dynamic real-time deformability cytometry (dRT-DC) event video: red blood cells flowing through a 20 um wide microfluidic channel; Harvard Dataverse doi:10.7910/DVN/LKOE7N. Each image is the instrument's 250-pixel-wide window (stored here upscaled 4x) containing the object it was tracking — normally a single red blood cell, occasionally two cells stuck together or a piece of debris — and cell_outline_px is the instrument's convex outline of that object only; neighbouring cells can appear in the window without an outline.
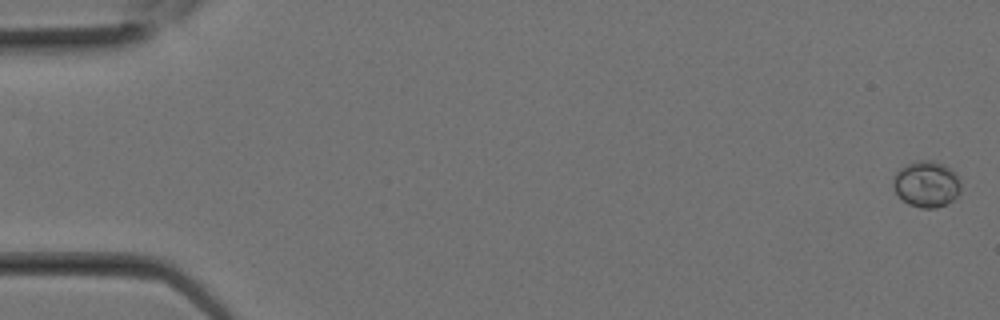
{"species": "Egyptian fruit bat (a non-hibernating species)", "species_latin": "Rousettus aegyptiacus", "temperature_condition": "room temperature", "stored_images_in_passage": 28, "segment_of_instrument_passage": [1, 2], "camera_frame_rate_fps": 3000, "um_per_image_px": 0.085, "animal": {"sex": "female"}, "frame": {"image": 1, "passage_image": 1, "time_ms": 0.0, "image_size_px": [1000, 320], "cell_outline_px": [[960, 192], [948, 204], [936, 208], [920, 208], [908, 204], [892, 188], [892, 180], [896, 172], [900, 168], [908, 164], [920, 160], [932, 160], [944, 164], [952, 168], [960, 180]], "centroid_in_image_um": [78.76, 15.64], "position_along_channel_um": 6.2, "area_um2": 18.38}}
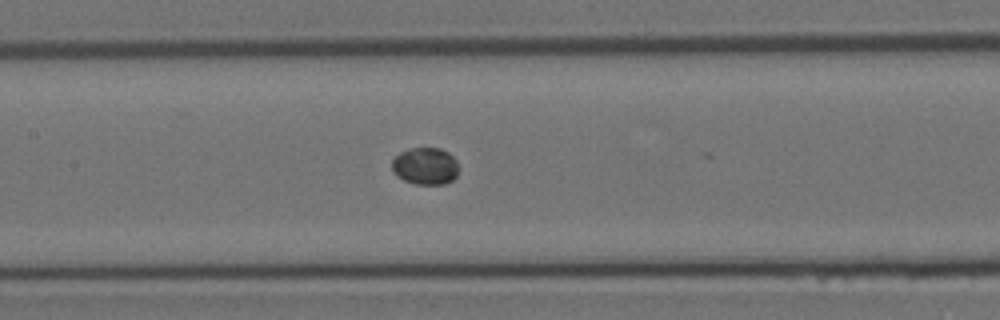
{"frame": {"image": 2, "passage_image": 13, "time_ms": 4.0, "image_size_px": [1000, 320], "cell_outline_px": [[456, 176], [452, 180], [444, 184], [416, 184], [404, 180], [396, 176], [392, 172], [392, 160], [400, 152], [408, 148], [440, 148], [448, 152], [456, 160]], "centroid_in_image_um": [36.11, 14.11], "position_along_channel_um": 171.3, "area_um2": 14.39}}
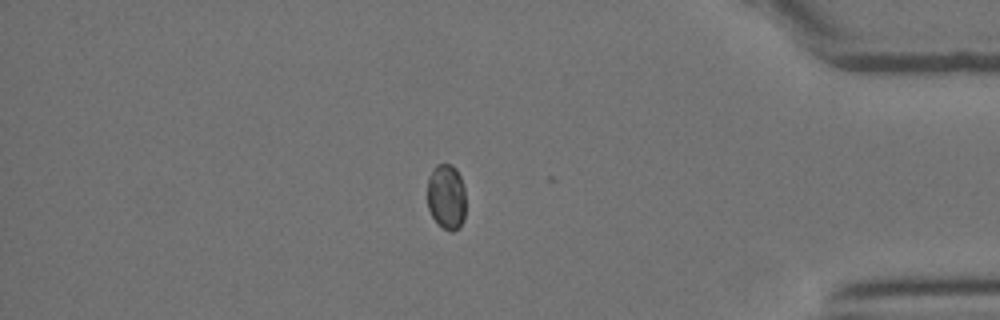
{"frame": {"image": 3, "passage_image": 23, "time_ms": 7.333, "image_size_px": [1000, 320], "cell_outline_px": [[464, 220], [460, 228], [452, 232], [448, 232], [432, 216], [428, 208], [428, 176], [432, 168], [436, 164], [452, 164], [456, 168], [460, 176], [464, 188]], "centroid_in_image_um": [37.94, 16.71], "position_along_channel_um": 397.3, "area_um2": 14.74}}